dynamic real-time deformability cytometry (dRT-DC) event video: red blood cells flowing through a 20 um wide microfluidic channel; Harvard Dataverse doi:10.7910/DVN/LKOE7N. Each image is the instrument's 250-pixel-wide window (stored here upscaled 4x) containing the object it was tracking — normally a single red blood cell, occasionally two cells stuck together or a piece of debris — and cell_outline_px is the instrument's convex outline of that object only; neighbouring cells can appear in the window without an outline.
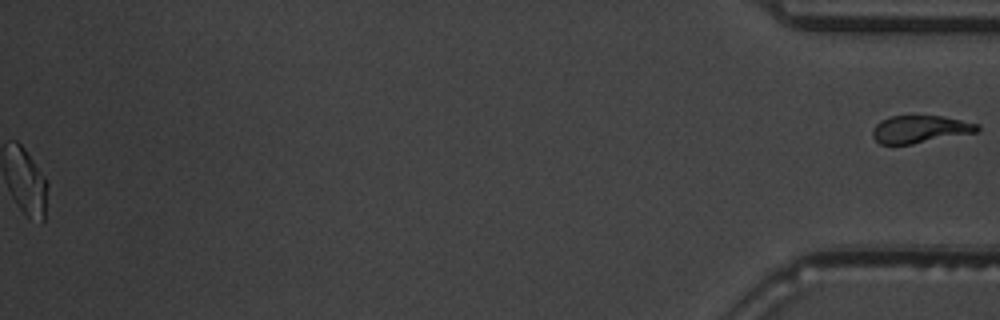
{"species": "common noctule bat (a hibernating species)", "species_latin": "Nyctalus noctula", "temperature_condition": "warm", "stored_images_in_passage": 56, "segment_of_instrument_passage": [2, 2], "camera_frame_rate_fps": 3000, "um_per_image_px": 0.085, "animal": {"sex": "male", "body_mass_g": 19.5, "forearm_length_mm": 54.6}, "frame": {"image": 1, "passage_image": 56, "time_ms": 18.333, "image_size_px": [1000, 320], "cell_outline_px": [[980, 132], [912, 144], [880, 144], [872, 136], [872, 128], [880, 120], [888, 116], [940, 116], [980, 124]], "centroid_in_image_um": [78.21, 10.98], "position_along_channel_um": 357.0, "area_um2": 16.94}}